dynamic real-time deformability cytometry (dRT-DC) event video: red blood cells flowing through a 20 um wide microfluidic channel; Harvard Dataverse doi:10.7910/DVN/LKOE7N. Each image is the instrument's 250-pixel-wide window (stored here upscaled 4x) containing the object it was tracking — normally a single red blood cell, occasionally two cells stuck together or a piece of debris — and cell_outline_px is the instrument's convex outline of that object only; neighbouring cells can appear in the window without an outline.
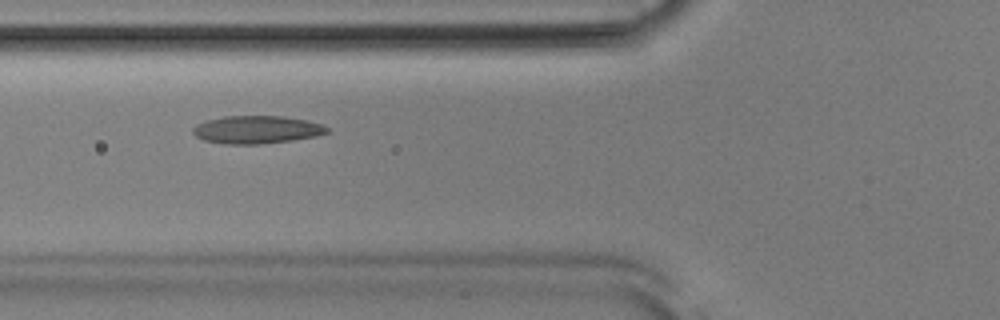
{"species": "Egyptian fruit bat (a non-hibernating species)", "species_latin": "Rousettus aegyptiacus", "temperature_condition": "room temperature", "stored_images_in_passage": 51, "camera_frame_rate_fps": 3000, "um_per_image_px": 0.085, "animal": {"sex": "male"}, "frame": {"image": 1, "passage_image": 18, "time_ms": 5.667, "image_size_px": [1000, 320], "cell_outline_px": [[328, 132], [316, 136], [292, 140], [260, 144], [224, 144], [204, 140], [196, 136], [192, 132], [192, 128], [196, 124], [208, 120], [224, 116], [284, 116], [308, 120], [324, 124], [328, 128]], "centroid_in_image_um": [21.83, 11.01], "position_along_channel_um": 104.0, "area_um2": 21.85}}
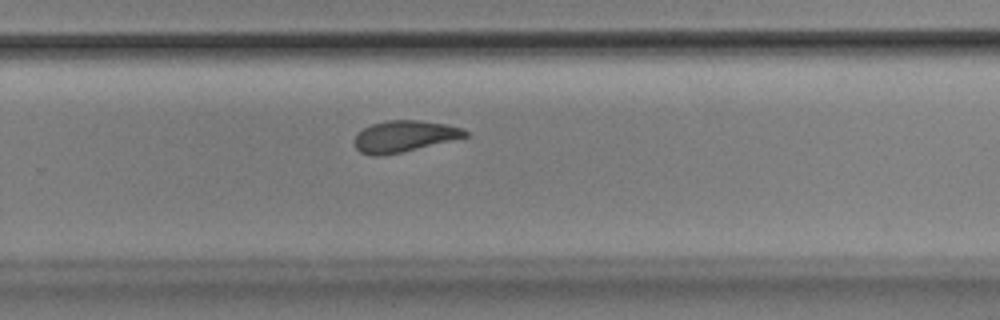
{"frame": {"image": 2, "passage_image": 33, "time_ms": 10.667, "image_size_px": [1000, 320], "cell_outline_px": [[468, 136], [400, 152], [380, 156], [372, 156], [360, 152], [352, 144], [352, 140], [364, 128], [372, 124], [388, 120], [416, 120], [448, 124], [460, 128], [468, 132]], "centroid_in_image_um": [34.3, 11.58], "position_along_channel_um": 295.5, "area_um2": 20.0}}
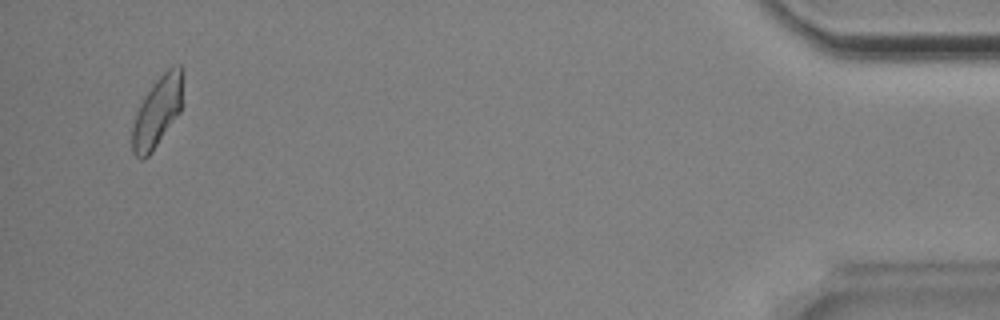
{"frame": {"image": 3, "passage_image": 49, "time_ms": 16.0, "image_size_px": [1000, 320], "cell_outline_px": [[184, 72], [180, 112], [152, 152], [144, 160], [140, 160], [132, 152], [132, 128], [140, 104], [156, 80], [172, 64], [180, 64]], "centroid_in_image_um": [13.4, 9.48], "position_along_channel_um": 421.8, "area_um2": 20.69}, "authors_computed_cell_mechanics": {"area_um2": 20.9236, "velocity_mm_per_s": 3.8372, "shape_relaxation_time_tau1_ms": 7.3476, "shape_relaxation_time_tau2_ms": 2.5652, "deformation_change_tau1": 0.1612, "deformation_change_tau2": 0.0813}}